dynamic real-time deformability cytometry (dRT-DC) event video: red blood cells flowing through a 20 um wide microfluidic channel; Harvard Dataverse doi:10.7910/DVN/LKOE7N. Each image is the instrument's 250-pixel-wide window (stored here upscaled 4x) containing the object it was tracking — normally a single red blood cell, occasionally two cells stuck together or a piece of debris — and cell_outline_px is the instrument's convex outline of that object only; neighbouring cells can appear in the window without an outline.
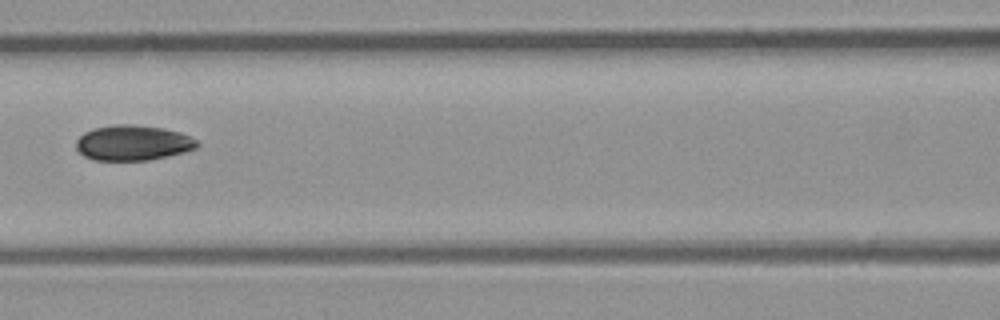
{"species": "common noctule bat (a hibernating species)", "species_latin": "Nyctalus noctula", "temperature_condition": "room temperature", "stored_images_in_passage": 7, "camera_frame_rate_fps": 3000, "um_per_image_px": 0.085, "animal": {"sex": "male", "body_mass_g": 23.1, "forearm_length_mm": 52.7}, "frame": {"image": 1, "passage_image": 6, "time_ms": 6.667, "image_size_px": [1000, 320], "cell_outline_px": [[200, 144], [196, 148], [184, 152], [148, 160], [92, 160], [84, 156], [76, 148], [76, 140], [84, 132], [92, 128], [116, 124], [132, 124], [164, 128], [180, 132], [196, 140]], "centroid_in_image_um": [11.27, 12.13], "position_along_channel_um": 155.3, "area_um2": 24.91}}
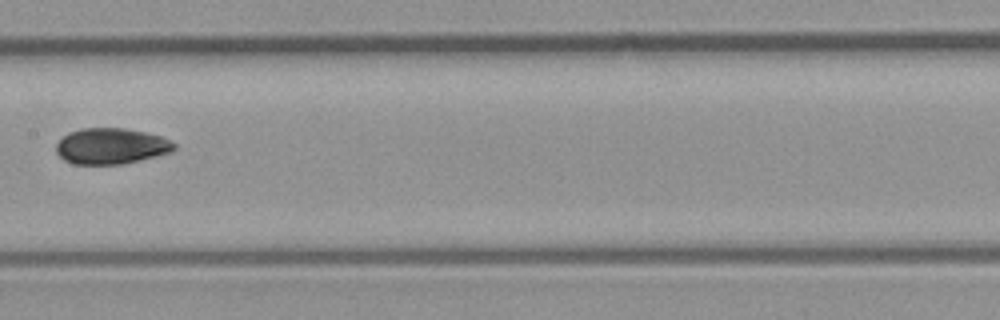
{"frame": {"image": 2, "passage_image": 7, "time_ms": 7.667, "image_size_px": [1000, 320], "cell_outline_px": [[176, 148], [172, 152], [156, 156], [120, 164], [72, 164], [64, 160], [56, 152], [56, 144], [68, 132], [80, 128], [124, 128], [144, 132], [160, 136], [176, 144]], "centroid_in_image_um": [9.42, 12.42], "position_along_channel_um": 198.0, "area_um2": 24.62}}